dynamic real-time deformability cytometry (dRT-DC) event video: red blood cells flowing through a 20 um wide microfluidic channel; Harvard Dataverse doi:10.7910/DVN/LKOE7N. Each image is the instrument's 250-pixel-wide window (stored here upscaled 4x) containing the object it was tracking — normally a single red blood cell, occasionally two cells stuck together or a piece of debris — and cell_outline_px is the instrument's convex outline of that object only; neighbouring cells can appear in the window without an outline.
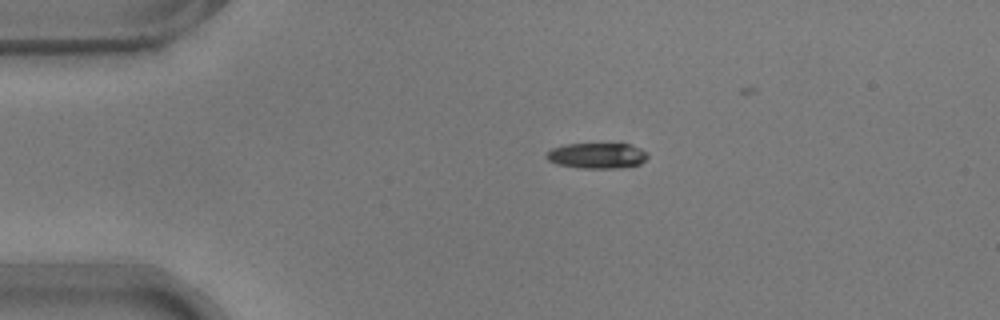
{"species": "common noctule bat (a hibernating species)", "species_latin": "Nyctalus noctula", "temperature_condition": "warm", "stored_images_in_passage": 34, "camera_frame_rate_fps": 3000, "um_per_image_px": 0.085, "animal": {"sex": "male", "body_mass_g": 17.9}, "frame": {"image": 1, "passage_image": 1, "time_ms": 0.0, "image_size_px": [1000, 320], "cell_outline_px": [[648, 156], [640, 164], [620, 168], [580, 168], [556, 164], [548, 160], [544, 156], [552, 148], [564, 144], [628, 144], [640, 148], [648, 152]], "centroid_in_image_um": [50.74, 13.23], "position_along_channel_um": 34.3, "area_um2": 15.14}}
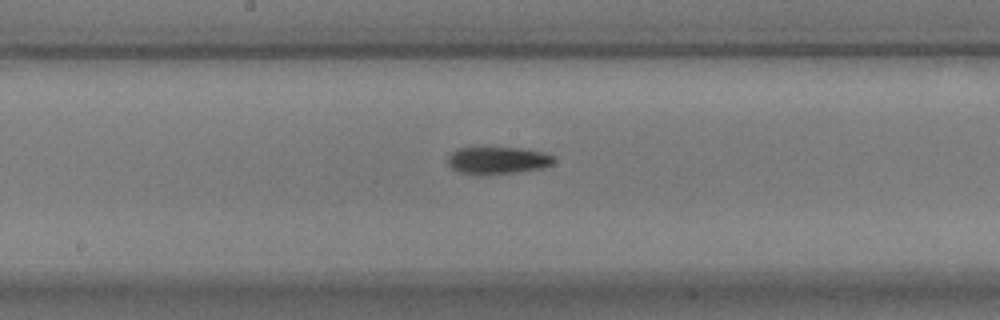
{"frame": {"image": 2, "passage_image": 18, "time_ms": 5.667, "image_size_px": [1000, 320], "cell_outline_px": [[556, 160], [552, 164], [544, 168], [516, 172], [480, 176], [476, 176], [456, 172], [448, 164], [448, 156], [452, 152], [460, 148], [524, 148], [544, 152], [552, 156]], "centroid_in_image_um": [42.29, 13.66], "position_along_channel_um": 205.9, "area_um2": 17.17}}
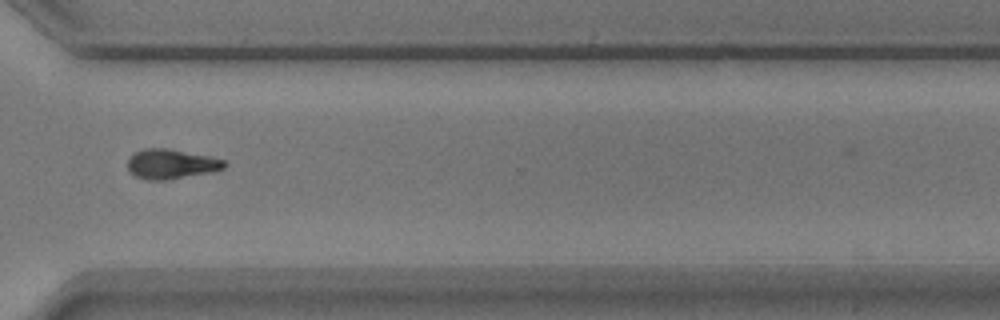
{"frame": {"image": 3, "passage_image": 30, "time_ms": 9.667, "image_size_px": [1000, 320], "cell_outline_px": [[228, 164], [224, 168], [212, 172], [164, 180], [148, 180], [136, 176], [128, 172], [128, 160], [136, 152], [144, 148], [168, 148], [208, 156], [224, 160]], "centroid_in_image_um": [14.55, 13.94], "position_along_channel_um": 356.1, "area_um2": 16.65}, "authors_computed_cell_mechanics": {"area_um2": 16.5308, "velocity_mm_per_s": 3.7538, "shape_relaxation_time_tau1_ms": 3.3629, "shape_relaxation_time_tau2_ms": null, "deformation_change_tau1": 0.1641, "deformation_change_tau2": null}}